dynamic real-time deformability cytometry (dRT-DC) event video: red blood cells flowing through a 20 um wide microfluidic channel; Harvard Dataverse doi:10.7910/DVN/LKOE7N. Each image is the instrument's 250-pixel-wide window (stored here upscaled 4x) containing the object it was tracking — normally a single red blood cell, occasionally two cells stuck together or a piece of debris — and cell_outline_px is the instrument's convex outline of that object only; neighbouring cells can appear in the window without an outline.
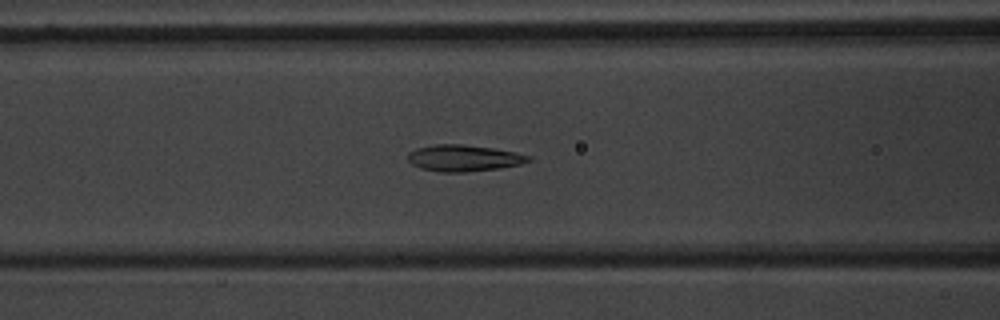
{"species": "common noctule bat (a hibernating species)", "species_latin": "Nyctalus noctula", "temperature_condition": "warm", "stored_images_in_passage": 56, "camera_frame_rate_fps": 3000, "um_per_image_px": 0.085, "animal": {"sex": "male", "body_mass_g": 20.1, "forearm_length_mm": 53.5}, "frame": {"image": 1, "passage_image": 23, "time_ms": 7.333, "image_size_px": [1000, 320], "cell_outline_px": [[532, 160], [520, 164], [500, 168], [464, 172], [440, 172], [420, 168], [412, 164], [408, 160], [408, 152], [416, 148], [436, 144], [460, 144], [492, 148], [516, 152], [532, 156]], "centroid_in_image_um": [39.42, 13.44], "position_along_channel_um": 127.2, "area_um2": 18.61}}
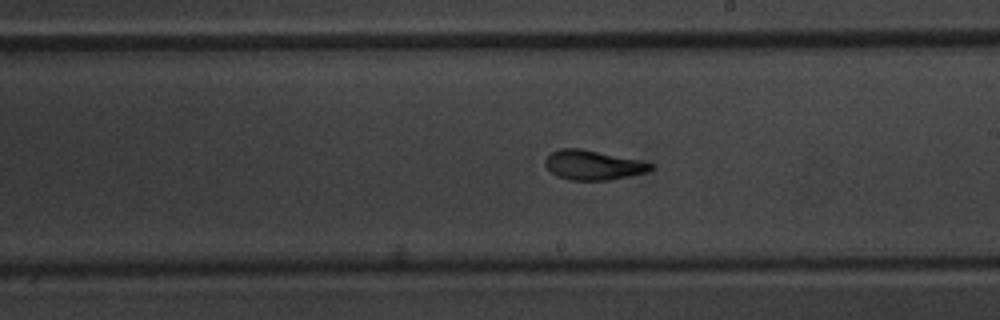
{"frame": {"image": 2, "passage_image": 32, "time_ms": 10.333, "image_size_px": [1000, 320], "cell_outline_px": [[656, 168], [648, 172], [608, 180], [568, 180], [556, 176], [544, 164], [544, 160], [552, 152], [560, 148], [580, 148], [640, 160], [656, 164]], "centroid_in_image_um": [50.44, 14.03], "position_along_channel_um": 238.6, "area_um2": 18.32}}
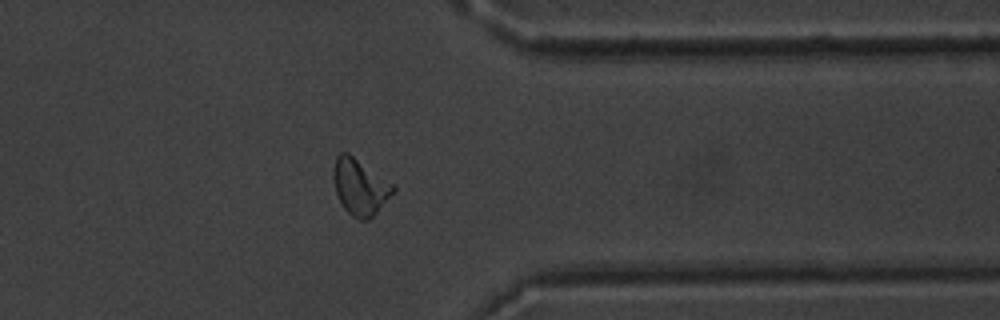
{"frame": {"image": 3, "passage_image": 44, "time_ms": 14.333, "image_size_px": [1000, 320], "cell_outline_px": [[396, 192], [368, 220], [360, 220], [352, 216], [344, 208], [336, 192], [332, 176], [332, 172], [336, 156], [340, 152], [348, 152], [396, 184]], "centroid_in_image_um": [30.63, 15.85], "position_along_channel_um": 380.8, "area_um2": 19.88}, "authors_computed_cell_mechanics": {"area_um2": 18.9006, "velocity_mm_per_s": 3.7175, "shape_relaxation_time_tau1_ms": 5.0827, "shape_relaxation_time_tau2_ms": 1.7302, "deformation_change_tau1": 0.18, "deformation_change_tau2": 0.0905}}